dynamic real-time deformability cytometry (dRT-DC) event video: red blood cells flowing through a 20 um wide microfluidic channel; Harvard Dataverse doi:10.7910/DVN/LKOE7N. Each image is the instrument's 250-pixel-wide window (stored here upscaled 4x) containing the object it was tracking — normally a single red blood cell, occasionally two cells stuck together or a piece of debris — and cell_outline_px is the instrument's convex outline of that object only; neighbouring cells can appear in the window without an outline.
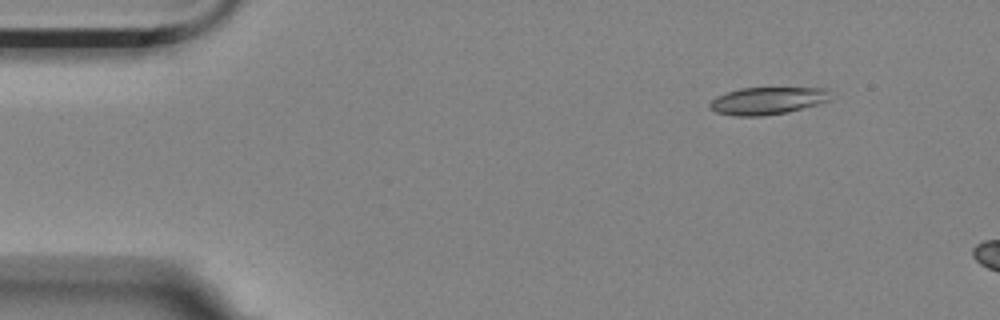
{"species": "Egyptian fruit bat (a non-hibernating species)", "species_latin": "Rousettus aegyptiacus", "temperature_condition": "room temperature", "stored_images_in_passage": 5, "camera_frame_rate_fps": 3000, "um_per_image_px": 0.085, "animal": {"sex": "female"}, "frame": {"image": 1, "passage_image": 1, "time_ms": 0.0, "image_size_px": [1000, 320], "cell_outline_px": [[828, 100], [816, 104], [788, 112], [764, 116], [732, 116], [716, 112], [708, 104], [716, 96], [740, 88], [828, 88]], "centroid_in_image_um": [65.18, 8.57], "position_along_channel_um": 19.8, "area_um2": 19.02}}